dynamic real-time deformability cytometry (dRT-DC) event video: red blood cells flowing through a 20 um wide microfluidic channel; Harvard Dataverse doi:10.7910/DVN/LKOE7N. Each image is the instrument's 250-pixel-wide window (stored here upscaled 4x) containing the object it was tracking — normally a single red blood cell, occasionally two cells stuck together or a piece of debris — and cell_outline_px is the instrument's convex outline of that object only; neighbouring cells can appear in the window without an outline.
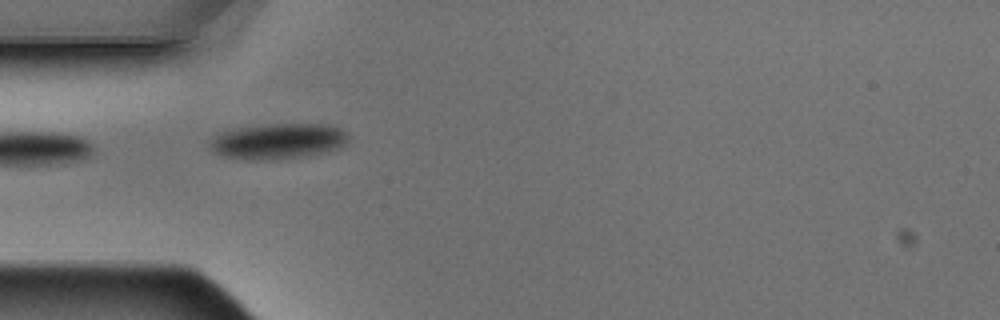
{"species": "Egyptian fruit bat (a non-hibernating species)", "species_latin": "Rousettus aegyptiacus", "temperature_condition": "warm", "stored_images_in_passage": 6, "camera_frame_rate_fps": 3000, "um_per_image_px": 0.085, "animal": {"sex": "male"}, "frame": {"image": 1, "passage_image": 5, "time_ms": 1.333, "image_size_px": [1000, 320], "cell_outline_px": [[348, 140], [340, 148], [324, 152], [304, 156], [272, 160], [268, 160], [224, 156], [212, 152], [208, 144], [212, 136], [220, 132], [232, 128], [268, 124], [328, 124], [340, 128], [348, 136]], "centroid_in_image_um": [23.6, 11.98], "position_along_channel_um": 61.4, "area_um2": 28.78}}